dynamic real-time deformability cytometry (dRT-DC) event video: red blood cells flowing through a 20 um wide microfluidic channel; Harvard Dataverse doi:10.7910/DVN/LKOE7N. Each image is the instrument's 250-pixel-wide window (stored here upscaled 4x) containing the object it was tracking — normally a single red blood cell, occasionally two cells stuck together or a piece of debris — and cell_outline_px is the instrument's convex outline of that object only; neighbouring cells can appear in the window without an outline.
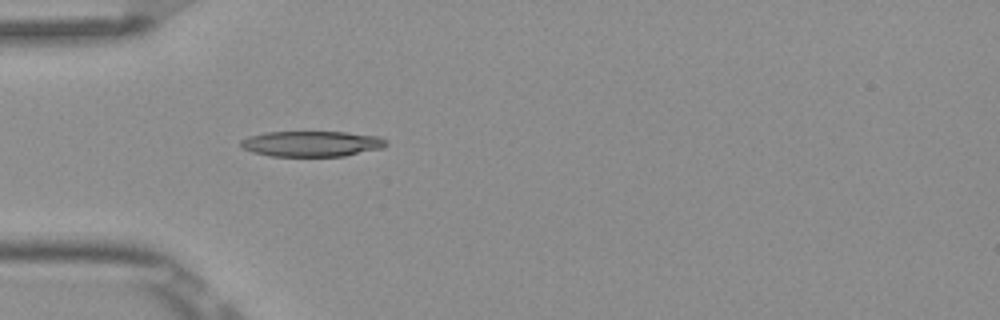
{"species": "Egyptian fruit bat (a non-hibernating species)", "species_latin": "Rousettus aegyptiacus", "temperature_condition": "room temperature", "stored_images_in_passage": 5, "camera_frame_rate_fps": 3000, "um_per_image_px": 0.085, "frame": {"image": 1, "passage_image": 5, "time_ms": 1.333, "image_size_px": [1000, 320], "cell_outline_px": [[388, 144], [384, 148], [344, 156], [272, 156], [252, 152], [240, 148], [240, 140], [248, 136], [264, 132], [348, 132], [380, 136], [388, 140]], "centroid_in_image_um": [26.51, 12.21], "position_along_channel_um": 58.5, "area_um2": 22.02}}